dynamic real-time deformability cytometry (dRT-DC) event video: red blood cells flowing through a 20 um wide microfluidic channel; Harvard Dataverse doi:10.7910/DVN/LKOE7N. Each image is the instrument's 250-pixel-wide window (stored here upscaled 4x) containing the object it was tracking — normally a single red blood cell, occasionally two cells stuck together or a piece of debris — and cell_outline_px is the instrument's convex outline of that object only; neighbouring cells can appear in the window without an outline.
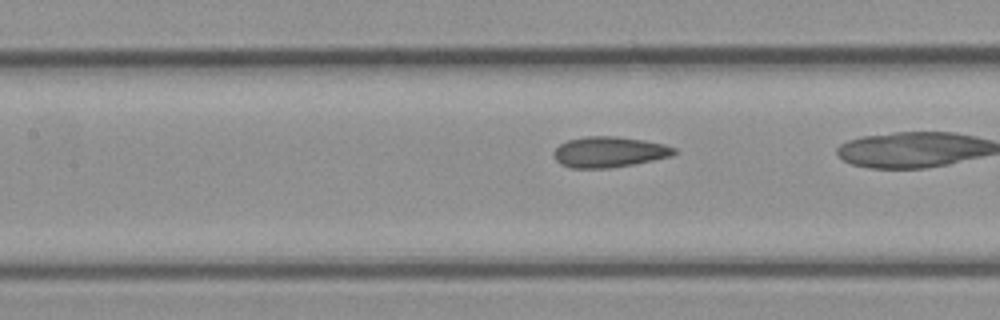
{"species": "common noctule bat (a hibernating species)", "species_latin": "Nyctalus noctula", "temperature_condition": "cold", "stored_images_in_passage": 25, "camera_frame_rate_fps": 3000, "um_per_image_px": 0.085, "animal": {"sex": "female", "body_mass_g": 21.9}, "frame": {"image": 1, "passage_image": 8, "time_ms": 2.333, "image_size_px": [1000, 320], "cell_outline_px": [[676, 152], [672, 156], [632, 164], [608, 168], [572, 168], [560, 164], [552, 156], [552, 152], [560, 144], [568, 140], [584, 136], [616, 136], [644, 140], [664, 144], [676, 148]], "centroid_in_image_um": [51.74, 12.91], "position_along_channel_um": 155.7, "area_um2": 21.56}}